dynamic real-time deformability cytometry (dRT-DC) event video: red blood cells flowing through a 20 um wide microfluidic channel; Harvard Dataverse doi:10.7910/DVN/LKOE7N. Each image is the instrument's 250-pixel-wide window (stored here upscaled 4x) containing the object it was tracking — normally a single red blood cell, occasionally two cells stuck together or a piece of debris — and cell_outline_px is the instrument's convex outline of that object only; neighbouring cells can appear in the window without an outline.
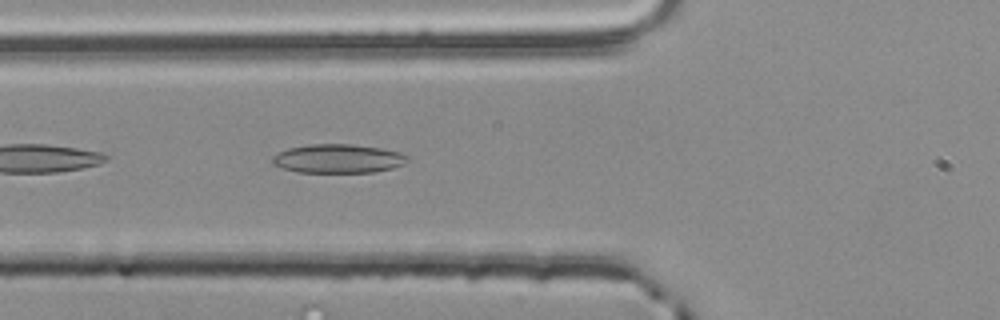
{"species": "common noctule bat (a hibernating species)", "species_latin": "Nyctalus noctula", "temperature_condition": "room temperature", "stored_images_in_passage": 38, "camera_frame_rate_fps": 3000, "um_per_image_px": 0.085, "animal": {"sex": "male", "body_mass_g": 20.4}, "frame": {"image": 1, "passage_image": 4, "time_ms": 1.0, "image_size_px": [1000, 320], "cell_outline_px": [[408, 160], [404, 164], [392, 168], [372, 172], [296, 172], [280, 168], [272, 164], [272, 156], [288, 148], [308, 144], [352, 144], [380, 148], [400, 152], [408, 156]], "centroid_in_image_um": [28.71, 13.48], "position_along_channel_um": 97.1, "area_um2": 22.77}}
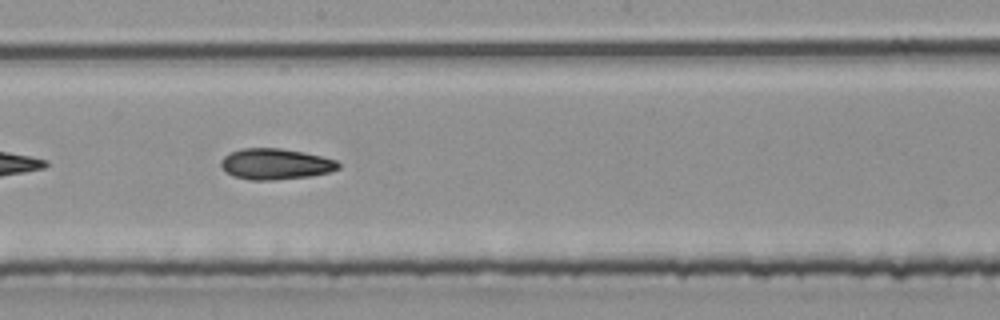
{"frame": {"image": 2, "passage_image": 14, "time_ms": 4.333, "image_size_px": [1000, 320], "cell_outline_px": [[340, 168], [328, 172], [312, 176], [272, 180], [252, 180], [232, 176], [224, 172], [220, 164], [220, 160], [228, 152], [240, 148], [280, 148], [304, 152], [336, 160], [340, 164]], "centroid_in_image_um": [23.37, 13.94], "position_along_channel_um": 224.8, "area_um2": 21.39}}
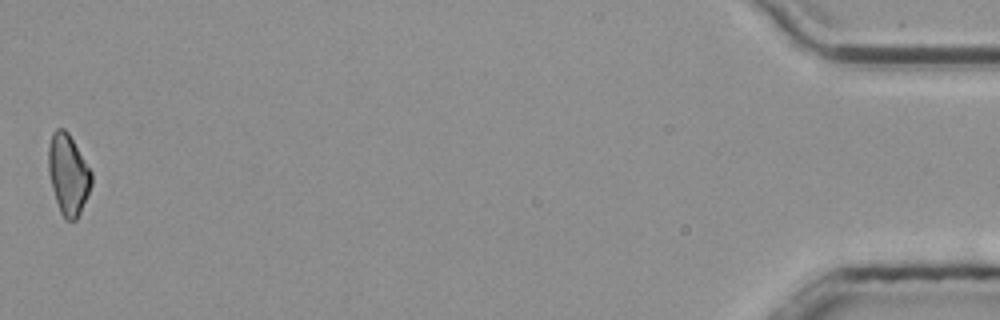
{"frame": {"image": 3, "passage_image": 38, "time_ms": 12.333, "image_size_px": [1000, 320], "cell_outline_px": [[92, 184], [80, 212], [76, 220], [68, 220], [60, 212], [52, 188], [48, 168], [48, 148], [52, 132], [56, 128], [64, 128], [68, 132], [92, 172]], "centroid_in_image_um": [5.79, 14.79], "position_along_channel_um": 429.4, "area_um2": 20.0}}